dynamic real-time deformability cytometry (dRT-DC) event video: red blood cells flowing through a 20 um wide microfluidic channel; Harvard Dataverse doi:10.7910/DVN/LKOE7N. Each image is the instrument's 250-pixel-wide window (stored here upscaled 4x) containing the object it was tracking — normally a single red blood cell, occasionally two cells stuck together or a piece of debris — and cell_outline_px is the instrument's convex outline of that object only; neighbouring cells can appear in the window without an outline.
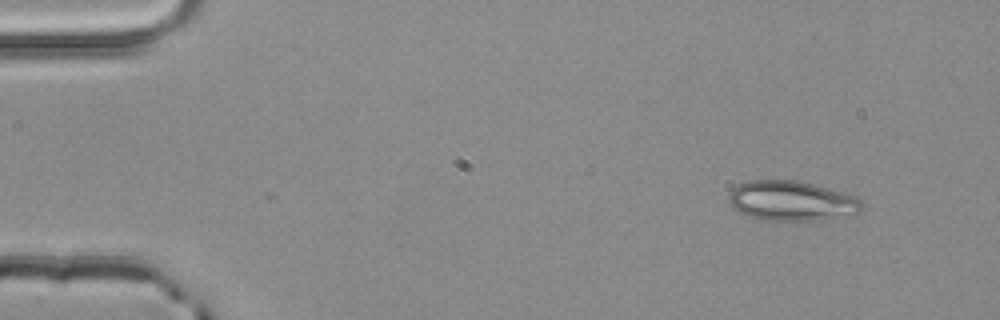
{"species": "common noctule bat (a hibernating species)", "species_latin": "Nyctalus noctula", "temperature_condition": "room temperature", "stored_images_in_passage": 3, "camera_frame_rate_fps": 3000, "um_per_image_px": 0.085, "animal": {"sex": "male", "body_mass_g": 20.4}, "frame": {"image": 1, "passage_image": 1, "time_ms": 0.0, "image_size_px": [1000, 320], "cell_outline_px": [[864, 208], [860, 212], [824, 220], [760, 220], [748, 216], [732, 208], [728, 200], [728, 196], [732, 188], [748, 180], [796, 180], [828, 188], [856, 196], [864, 204]], "centroid_in_image_um": [67.27, 17.08], "position_along_channel_um": 17.7, "area_um2": 31.1}}